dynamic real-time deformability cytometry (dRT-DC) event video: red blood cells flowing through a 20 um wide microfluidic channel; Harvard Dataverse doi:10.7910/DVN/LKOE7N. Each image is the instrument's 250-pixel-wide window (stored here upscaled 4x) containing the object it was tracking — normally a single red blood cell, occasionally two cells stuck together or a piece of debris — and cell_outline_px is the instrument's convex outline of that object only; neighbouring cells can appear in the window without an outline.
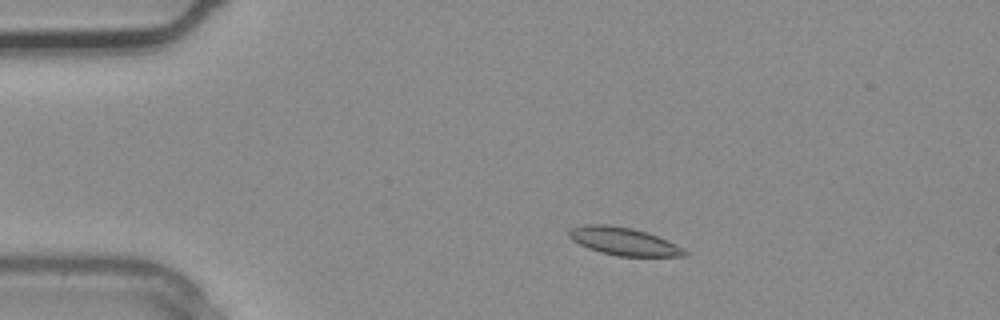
{"species": "common noctule bat (a hibernating species)", "species_latin": "Nyctalus noctula", "temperature_condition": "warm", "stored_images_in_passage": 3, "camera_frame_rate_fps": 3000, "um_per_image_px": 0.085, "animal": {"sex": "male", "body_mass_g": 20.4}, "frame": {"image": 1, "passage_image": 2, "time_ms": 0.333, "image_size_px": [1000, 320], "cell_outline_px": [[688, 256], [616, 256], [600, 252], [588, 248], [572, 240], [568, 236], [568, 228], [584, 224], [608, 224], [632, 228], [648, 232], [688, 252]], "centroid_in_image_um": [52.92, 20.5], "position_along_channel_um": 32.1, "area_um2": 18.61}}